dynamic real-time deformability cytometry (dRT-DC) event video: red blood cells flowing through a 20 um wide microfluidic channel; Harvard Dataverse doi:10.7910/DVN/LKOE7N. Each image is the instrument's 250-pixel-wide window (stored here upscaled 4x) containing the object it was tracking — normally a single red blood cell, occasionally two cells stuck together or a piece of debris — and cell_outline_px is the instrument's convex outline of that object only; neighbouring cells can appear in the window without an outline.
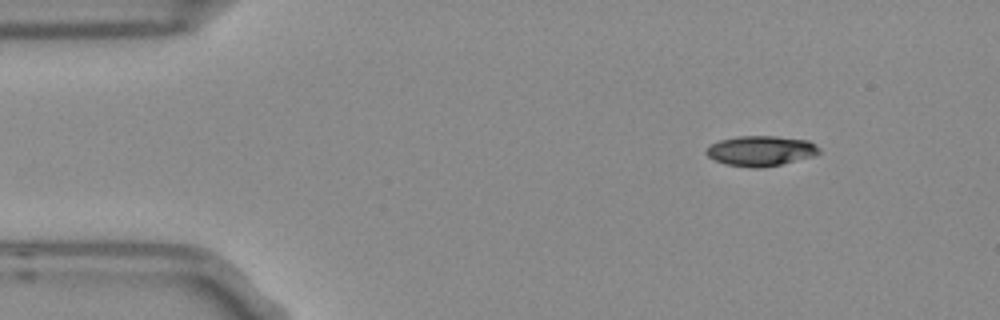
{"species": "Egyptian fruit bat (a non-hibernating species)", "species_latin": "Rousettus aegyptiacus", "temperature_condition": "room temperature", "stored_images_in_passage": 3, "camera_frame_rate_fps": 3000, "um_per_image_px": 0.085, "frame": {"image": 1, "passage_image": 1, "time_ms": 0.0, "image_size_px": [1000, 320], "cell_outline_px": [[820, 152], [816, 156], [764, 168], [752, 168], [724, 164], [708, 156], [704, 152], [712, 144], [720, 140], [740, 136], [776, 136], [808, 140], [816, 144], [820, 148]], "centroid_in_image_um": [64.71, 12.83], "position_along_channel_um": 20.3, "area_um2": 20.0}}
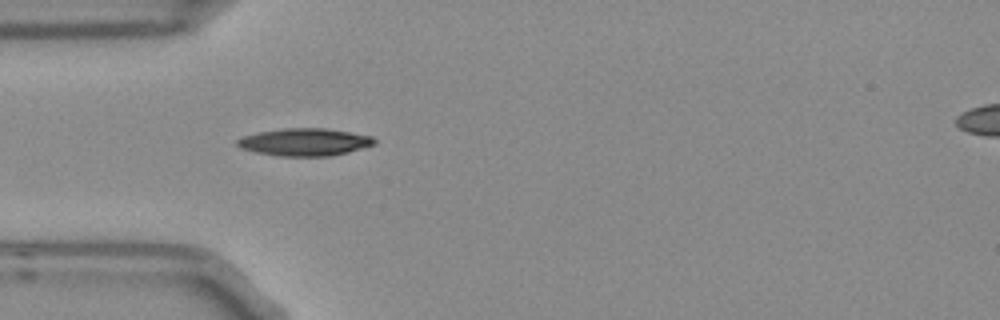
{"frame": {"image": 2, "passage_image": 3, "time_ms": 0.667, "image_size_px": [1000, 320], "cell_outline_px": [[376, 144], [348, 152], [332, 156], [280, 156], [256, 152], [240, 148], [236, 144], [236, 140], [244, 136], [260, 132], [284, 128], [324, 128], [372, 136], [376, 140]], "centroid_in_image_um": [25.9, 12.08], "position_along_channel_um": 59.1, "area_um2": 21.85}}